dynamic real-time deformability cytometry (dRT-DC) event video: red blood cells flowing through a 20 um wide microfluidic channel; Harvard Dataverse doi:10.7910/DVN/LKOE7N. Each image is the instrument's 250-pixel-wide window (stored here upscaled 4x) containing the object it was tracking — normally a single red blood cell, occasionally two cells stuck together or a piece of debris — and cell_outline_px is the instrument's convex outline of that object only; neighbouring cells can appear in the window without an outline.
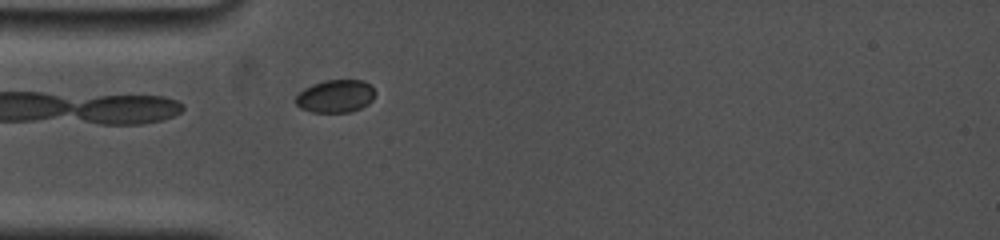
{"species": "common noctule bat (a hibernating species)", "species_latin": "Nyctalus noctula", "temperature_condition": "cold", "stored_images_in_passage": 35, "camera_frame_rate_fps": 5000, "um_per_image_px": 0.085, "animal": {"sex": "female", "body_mass_g": 19.0, "forearm_length_mm": 53.3}, "frame": {"image": 1, "passage_image": 3, "time_ms": 0.6, "image_size_px": [1000, 240], "cell_outline_px": [[376, 92], [372, 100], [368, 104], [352, 112], [312, 112], [300, 108], [296, 104], [296, 96], [304, 88], [312, 84], [324, 80], [364, 80]], "centroid_in_image_um": [28.52, 8.17], "position_along_channel_um": 56.5, "area_um2": 15.2}}
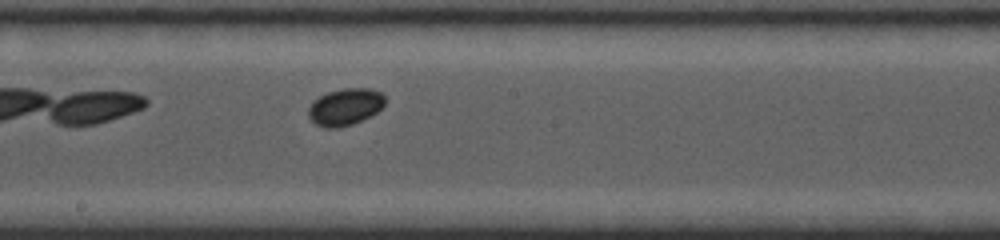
{"frame": {"image": 2, "passage_image": 16, "time_ms": 5.0, "image_size_px": [1000, 240], "cell_outline_px": [[384, 104], [376, 112], [352, 124], [340, 128], [324, 128], [316, 124], [308, 116], [308, 108], [312, 100], [328, 92], [344, 88], [372, 88], [380, 92], [384, 96]], "centroid_in_image_um": [29.3, 9.08], "position_along_channel_um": 218.9, "area_um2": 16.42}}
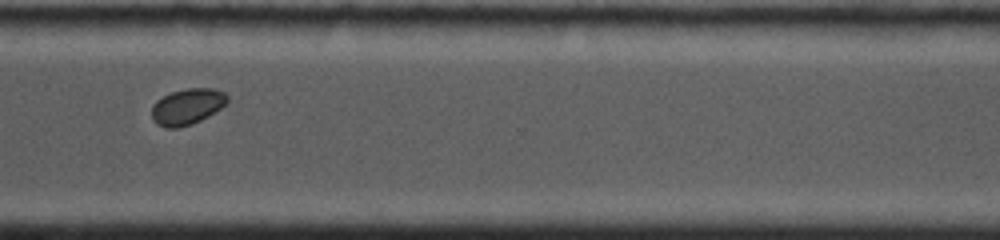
{"frame": {"image": 3, "passage_image": 26, "time_ms": 8.6, "image_size_px": [1000, 240], "cell_outline_px": [[228, 100], [220, 108], [208, 116], [192, 124], [180, 128], [164, 128], [156, 124], [152, 120], [152, 104], [156, 100], [172, 92], [188, 88], [212, 88], [224, 92], [228, 96]], "centroid_in_image_um": [15.88, 9.07], "position_along_channel_um": 354.7, "area_um2": 15.9}}